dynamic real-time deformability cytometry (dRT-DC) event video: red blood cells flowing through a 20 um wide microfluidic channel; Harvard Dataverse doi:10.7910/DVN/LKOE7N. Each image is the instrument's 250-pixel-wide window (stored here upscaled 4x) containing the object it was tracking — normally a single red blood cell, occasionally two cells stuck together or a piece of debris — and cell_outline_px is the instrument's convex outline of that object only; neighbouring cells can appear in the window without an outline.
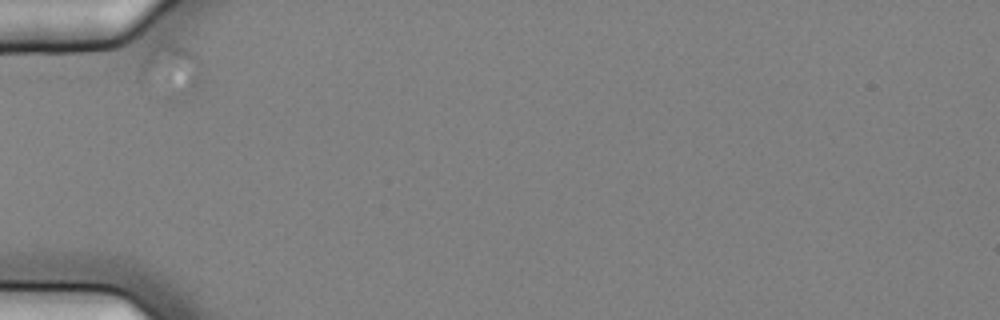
{"species": "common noctule bat (a hibernating species)", "species_latin": "Nyctalus noctula", "temperature_condition": "cold", "stored_images_in_passage": 2, "camera_frame_rate_fps": 3000, "um_per_image_px": 0.085, "animal": {"sex": "female", "body_mass_g": 25.1}, "frame": {"image": 1, "passage_image": 1, "time_ms": 0.0, "image_size_px": [1000, 320], "cell_outline_px": [[200, 80], [192, 92], [180, 100], [164, 100], [140, 80], [144, 60], [148, 52], [164, 44], [176, 44], [192, 52], [200, 60]], "centroid_in_image_um": [14.55, 6.09], "position_along_channel_um": 70.5, "area_um2": 18.67}}